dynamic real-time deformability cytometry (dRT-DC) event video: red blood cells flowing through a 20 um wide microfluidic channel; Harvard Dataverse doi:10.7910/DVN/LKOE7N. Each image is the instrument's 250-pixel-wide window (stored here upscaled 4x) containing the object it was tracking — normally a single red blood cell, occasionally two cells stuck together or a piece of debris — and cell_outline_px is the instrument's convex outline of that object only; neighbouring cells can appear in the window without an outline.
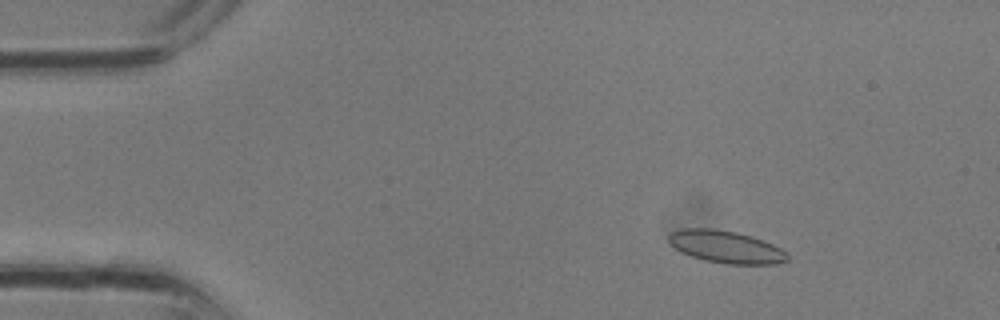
{"species": "common noctule bat (a hibernating species)", "species_latin": "Nyctalus noctula", "temperature_condition": "room temperature", "stored_images_in_passage": 3, "camera_frame_rate_fps": 3000, "um_per_image_px": 0.085, "animal": {"sex": "male", "body_mass_g": 13.3}, "frame": {"image": 1, "passage_image": 1, "time_ms": 0.0, "image_size_px": [1000, 320], "cell_outline_px": [[788, 260], [776, 264], [728, 264], [704, 260], [680, 252], [668, 244], [668, 236], [672, 232], [684, 228], [712, 228], [736, 232], [752, 236], [772, 244], [780, 248], [788, 256]], "centroid_in_image_um": [61.66, 20.98], "position_along_channel_um": 23.3, "area_um2": 22.37}}